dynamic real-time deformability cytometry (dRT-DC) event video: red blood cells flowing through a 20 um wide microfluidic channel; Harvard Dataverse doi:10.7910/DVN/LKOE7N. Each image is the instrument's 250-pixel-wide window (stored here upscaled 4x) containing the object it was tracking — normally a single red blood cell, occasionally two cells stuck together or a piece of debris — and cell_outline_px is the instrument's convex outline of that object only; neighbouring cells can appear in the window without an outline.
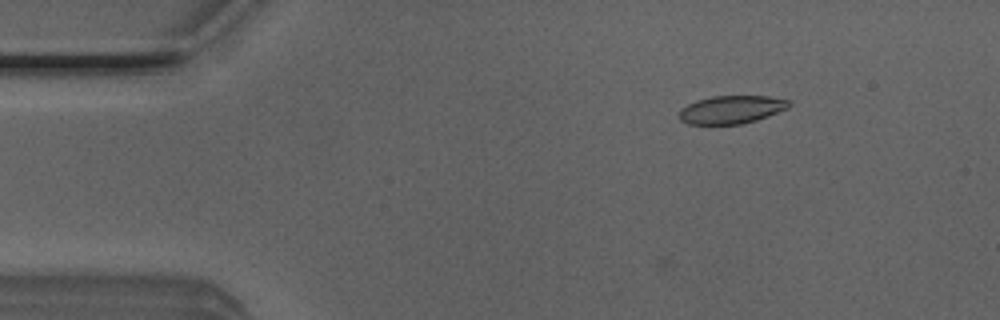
{"species": "Egyptian fruit bat (a non-hibernating species)", "species_latin": "Rousettus aegyptiacus", "temperature_condition": "room temperature", "stored_images_in_passage": 44, "camera_frame_rate_fps": 3000, "um_per_image_px": 0.085, "animal": {"sex": "male"}, "frame": {"image": 1, "passage_image": 1, "time_ms": 0.0, "image_size_px": [1000, 320], "cell_outline_px": [[792, 104], [788, 108], [756, 120], [740, 124], [688, 124], [680, 120], [680, 108], [696, 100], [712, 96], [768, 96], [788, 100]], "centroid_in_image_um": [62.16, 9.31], "position_along_channel_um": 22.8, "area_um2": 17.86}}
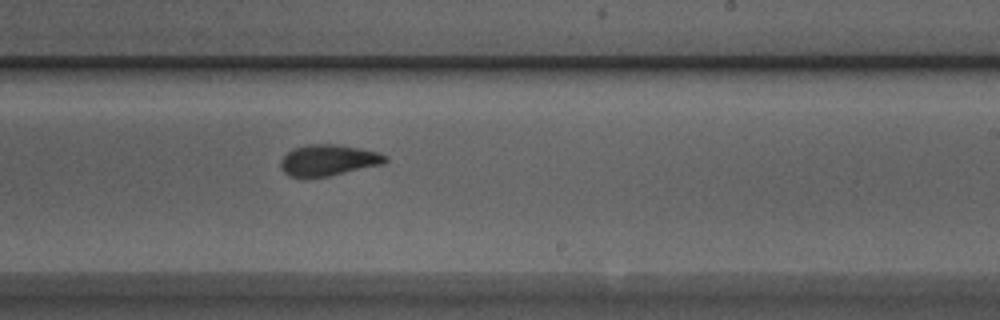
{"frame": {"image": 2, "passage_image": 24, "time_ms": 7.667, "image_size_px": [1000, 320], "cell_outline_px": [[388, 160], [384, 164], [328, 176], [304, 180], [288, 176], [280, 168], [280, 160], [292, 148], [308, 144], [340, 144], [380, 152], [388, 156]], "centroid_in_image_um": [27.89, 13.64], "position_along_channel_um": 261.1, "area_um2": 19.65}}
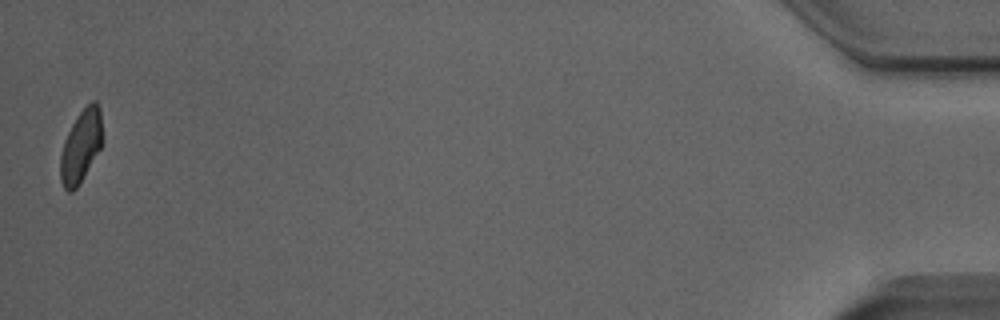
{"frame": {"image": 3, "passage_image": 44, "time_ms": 14.333, "image_size_px": [1000, 320], "cell_outline_px": [[104, 140], [100, 148], [80, 184], [72, 192], [68, 192], [64, 188], [60, 180], [60, 156], [64, 140], [72, 124], [80, 112], [92, 100], [96, 100], [100, 108]], "centroid_in_image_um": [6.9, 12.43], "position_along_channel_um": 428.3, "area_um2": 17.98}, "authors_computed_cell_mechanics": {"area_um2": 19.0451, "velocity_mm_per_s": 4.0258, "shape_relaxation_time_tau1_ms": 4.0406, "shape_relaxation_time_tau2_ms": 2.6072, "deformation_change_tau1": 0.1217, "deformation_change_tau2": 0.0622}}